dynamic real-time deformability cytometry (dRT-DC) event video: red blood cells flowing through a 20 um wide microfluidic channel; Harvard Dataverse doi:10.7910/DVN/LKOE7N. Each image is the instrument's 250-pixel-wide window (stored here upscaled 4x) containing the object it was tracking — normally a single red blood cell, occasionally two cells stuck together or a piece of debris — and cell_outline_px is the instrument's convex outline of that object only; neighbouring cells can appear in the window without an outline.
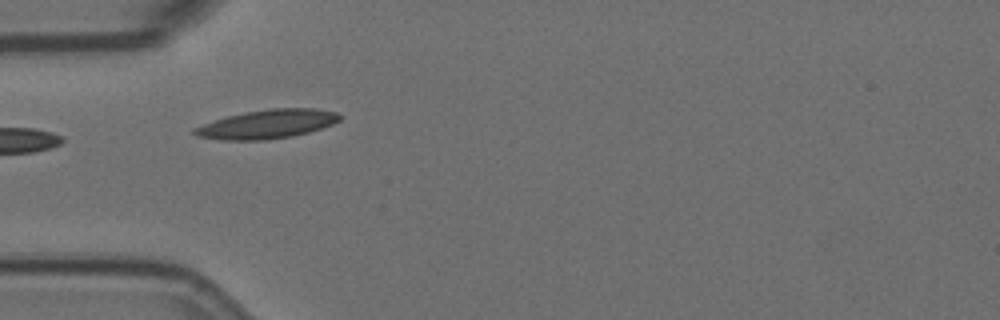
{"species": "Egyptian fruit bat (a non-hibernating species)", "species_latin": "Rousettus aegyptiacus", "temperature_condition": "room temperature", "stored_images_in_passage": 26, "camera_frame_rate_fps": 3000, "um_per_image_px": 0.085, "animal": {"sex": "female"}, "frame": {"image": 1, "passage_image": 1, "time_ms": 0.0, "image_size_px": [1000, 320], "cell_outline_px": [[340, 120], [332, 124], [308, 132], [292, 136], [264, 140], [220, 140], [196, 136], [192, 132], [192, 128], [228, 116], [244, 112], [272, 108], [312, 108], [336, 112], [340, 116]], "centroid_in_image_um": [22.68, 10.55], "position_along_channel_um": 62.3, "area_um2": 24.22}}